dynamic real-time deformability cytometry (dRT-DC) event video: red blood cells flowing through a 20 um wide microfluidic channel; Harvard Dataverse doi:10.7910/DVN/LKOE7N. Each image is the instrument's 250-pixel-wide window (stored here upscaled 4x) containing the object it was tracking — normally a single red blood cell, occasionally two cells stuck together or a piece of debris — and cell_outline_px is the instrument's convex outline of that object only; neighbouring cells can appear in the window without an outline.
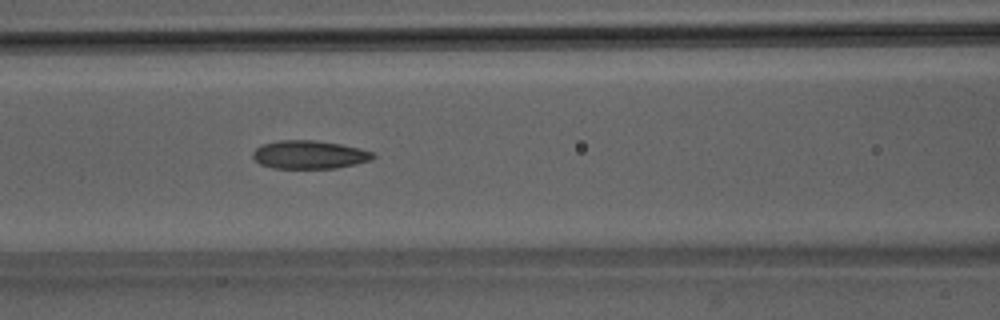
{"species": "Egyptian fruit bat (a non-hibernating species)", "species_latin": "Rousettus aegyptiacus", "temperature_condition": "room temperature", "stored_images_in_passage": 37, "camera_frame_rate_fps": 3000, "um_per_image_px": 0.085, "animal": {"sex": "male"}, "frame": {"image": 1, "passage_image": 8, "time_ms": 2.333, "image_size_px": [1000, 320], "cell_outline_px": [[376, 156], [372, 160], [356, 164], [336, 168], [272, 168], [260, 164], [252, 156], [252, 152], [256, 148], [264, 144], [280, 140], [316, 140], [340, 144], [360, 148], [372, 152]], "centroid_in_image_um": [26.31, 13.15], "position_along_channel_um": 140.3, "area_um2": 19.83}}
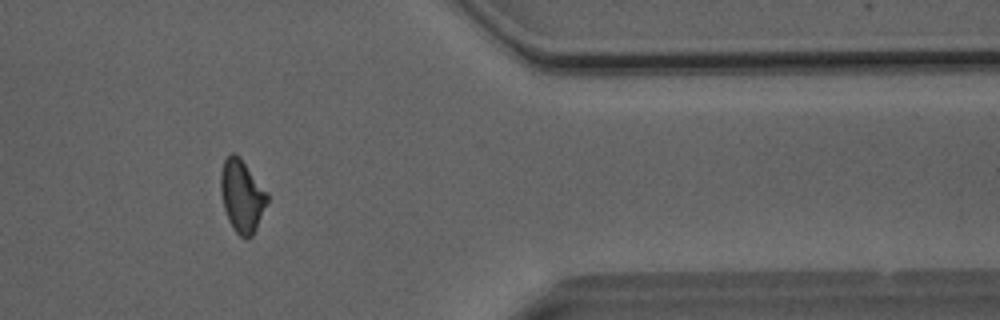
{"frame": {"image": 2, "passage_image": 28, "time_ms": 9.0, "image_size_px": [1000, 320], "cell_outline_px": [[268, 200], [256, 228], [252, 236], [240, 236], [236, 232], [228, 220], [224, 208], [220, 192], [220, 172], [224, 160], [232, 152], [240, 156], [268, 192]], "centroid_in_image_um": [20.55, 16.6], "position_along_channel_um": 390.8, "area_um2": 19.59}}
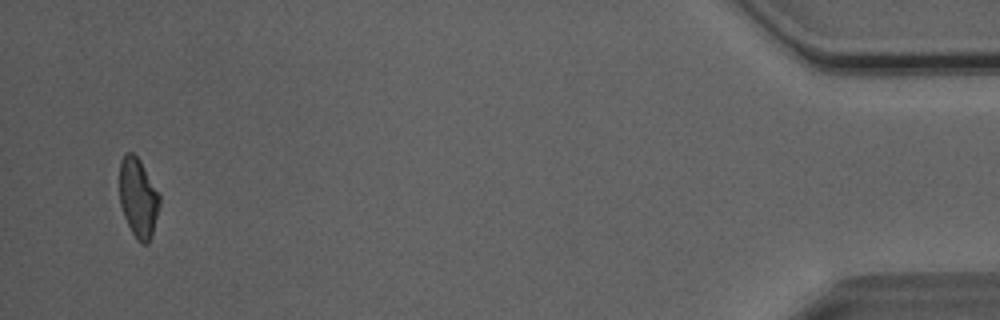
{"frame": {"image": 3, "passage_image": 35, "time_ms": 11.333, "image_size_px": [1000, 320], "cell_outline_px": [[160, 204], [152, 236], [148, 244], [140, 244], [136, 240], [124, 216], [120, 204], [120, 160], [124, 152], [132, 152], [140, 160], [160, 196]], "centroid_in_image_um": [11.74, 16.83], "position_along_channel_um": 423.5, "area_um2": 18.55}, "authors_computed_cell_mechanics": {"area_um2": 19.4786, "velocity_mm_per_s": 4.0754, "shape_relaxation_time_tau1_ms": 6.5088, "shape_relaxation_time_tau2_ms": 2.0512, "deformation_change_tau1": 0.174, "deformation_change_tau2": 0.1056}}